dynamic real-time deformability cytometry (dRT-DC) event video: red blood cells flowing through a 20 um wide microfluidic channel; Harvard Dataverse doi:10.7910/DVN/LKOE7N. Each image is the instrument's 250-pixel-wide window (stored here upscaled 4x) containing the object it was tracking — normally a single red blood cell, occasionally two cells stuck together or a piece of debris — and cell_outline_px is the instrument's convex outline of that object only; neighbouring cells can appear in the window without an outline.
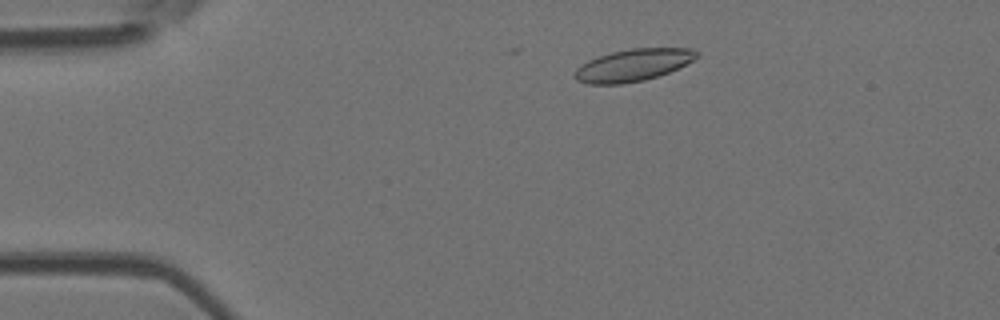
{"species": "Egyptian fruit bat (a non-hibernating species)", "species_latin": "Rousettus aegyptiacus", "temperature_condition": "room temperature", "stored_images_in_passage": 4, "camera_frame_rate_fps": 3000, "um_per_image_px": 0.085, "animal": {"sex": "female"}, "frame": {"image": 1, "passage_image": 2, "time_ms": 1.0, "image_size_px": [1000, 320], "cell_outline_px": [[700, 56], [668, 72], [644, 80], [620, 84], [588, 84], [576, 80], [576, 68], [580, 64], [588, 60], [612, 52], [632, 48], [692, 48], [700, 52]], "centroid_in_image_um": [53.82, 5.52], "position_along_channel_um": 31.2, "area_um2": 22.6}}
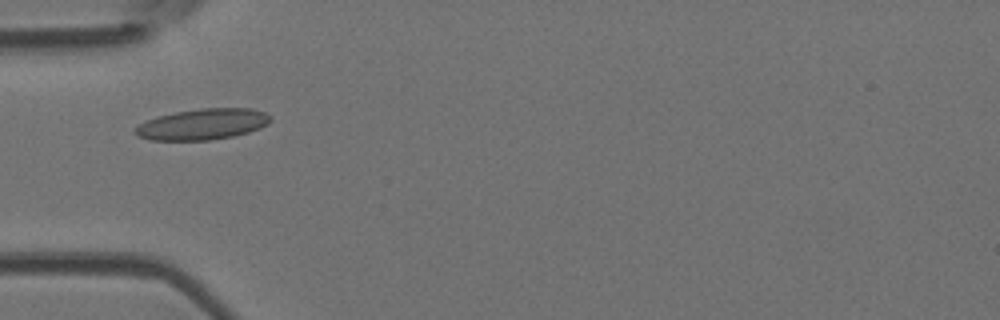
{"frame": {"image": 2, "passage_image": 4, "time_ms": 3.333, "image_size_px": [1000, 320], "cell_outline_px": [[272, 120], [268, 124], [260, 128], [248, 132], [232, 136], [208, 140], [152, 140], [136, 136], [132, 132], [140, 124], [156, 116], [176, 112], [200, 108], [252, 108], [264, 112], [272, 116]], "centroid_in_image_um": [17.23, 10.55], "position_along_channel_um": 67.8, "area_um2": 24.45}}